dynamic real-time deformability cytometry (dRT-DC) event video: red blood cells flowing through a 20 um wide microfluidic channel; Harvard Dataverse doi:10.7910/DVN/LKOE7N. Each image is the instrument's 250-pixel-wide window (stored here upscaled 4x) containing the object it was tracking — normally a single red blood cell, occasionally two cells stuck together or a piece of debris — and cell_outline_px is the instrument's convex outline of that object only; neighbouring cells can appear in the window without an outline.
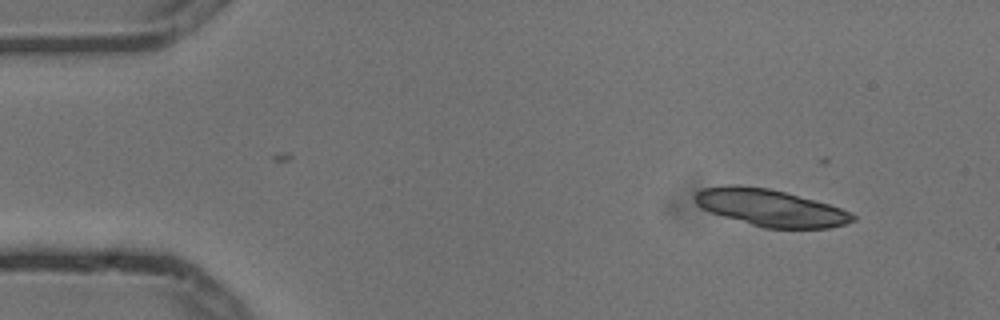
{"species": "common noctule bat (a hibernating species)", "species_latin": "Nyctalus noctula", "temperature_condition": "cold", "stored_images_in_passage": 5, "camera_frame_rate_fps": 3000, "um_per_image_px": 0.085, "animal": {"sex": "male", "body_mass_g": 13.3}, "frame": {"image": 1, "passage_image": 1, "time_ms": 0.0, "image_size_px": [1000, 320], "cell_outline_px": [[856, 220], [844, 224], [828, 228], [764, 228], [724, 216], [700, 208], [692, 200], [692, 196], [696, 192], [704, 188], [724, 184], [740, 184], [768, 188], [784, 192], [828, 204], [852, 212], [856, 216]], "centroid_in_image_um": [65.44, 17.64], "position_along_channel_um": 19.6, "area_um2": 33.99}}